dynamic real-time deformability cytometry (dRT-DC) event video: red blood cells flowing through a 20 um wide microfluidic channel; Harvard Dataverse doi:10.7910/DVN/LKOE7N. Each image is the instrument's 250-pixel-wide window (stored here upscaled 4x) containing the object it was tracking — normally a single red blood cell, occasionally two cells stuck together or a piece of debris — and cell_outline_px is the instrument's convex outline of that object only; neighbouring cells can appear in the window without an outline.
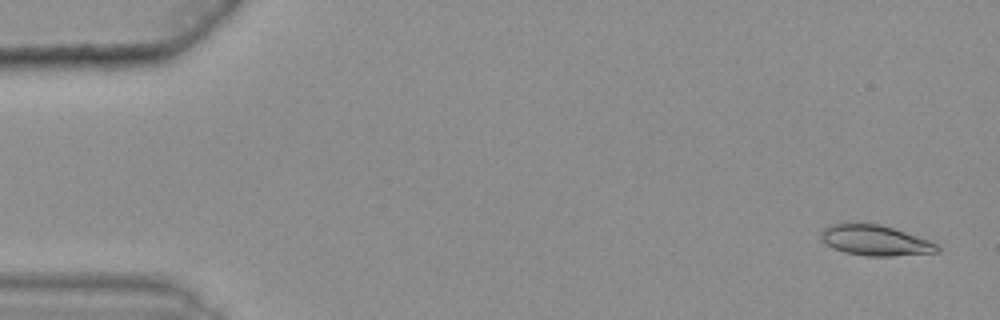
{"species": "common noctule bat (a hibernating species)", "species_latin": "Nyctalus noctula", "temperature_condition": "warm", "stored_images_in_passage": 48, "camera_frame_rate_fps": 3000, "um_per_image_px": 0.085, "animal": {"sex": "female", "body_mass_g": 25.1}, "frame": {"image": 1, "passage_image": 3, "time_ms": 0.667, "image_size_px": [1000, 320], "cell_outline_px": [[940, 252], [892, 256], [864, 256], [844, 252], [832, 248], [820, 240], [820, 232], [824, 228], [832, 224], [880, 224], [928, 240], [936, 244], [940, 248]], "centroid_in_image_um": [74.36, 20.45], "position_along_channel_um": 10.6, "area_um2": 20.46}}
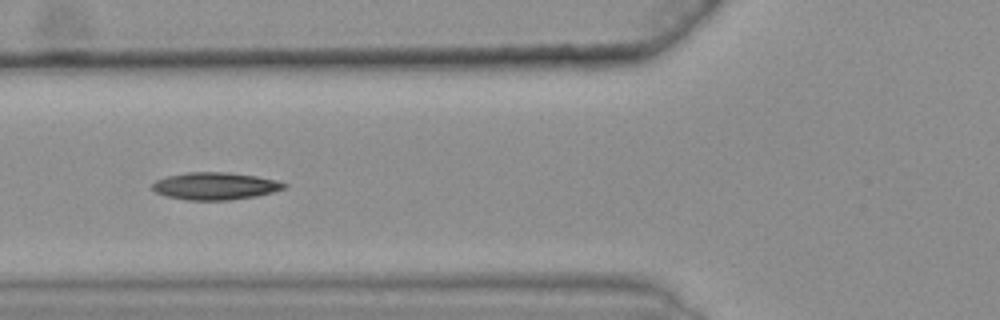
{"frame": {"image": 2, "passage_image": 22, "time_ms": 7.0, "image_size_px": [1000, 320], "cell_outline_px": [[288, 188], [256, 196], [228, 200], [184, 200], [168, 196], [156, 192], [152, 188], [152, 184], [156, 180], [168, 176], [184, 172], [228, 172], [256, 176], [276, 180], [288, 184]], "centroid_in_image_um": [18.31, 15.81], "position_along_channel_um": 107.5, "area_um2": 21.04}}
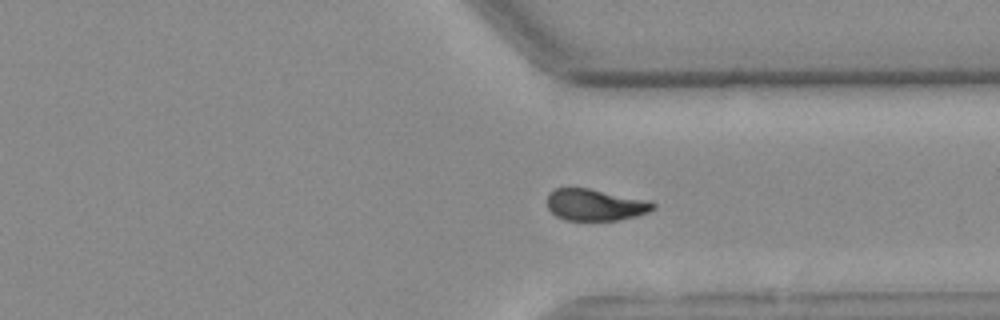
{"frame": {"image": 3, "passage_image": 43, "time_ms": 14.0, "image_size_px": [1000, 320], "cell_outline_px": [[656, 208], [648, 212], [636, 216], [616, 220], [564, 220], [556, 216], [548, 208], [548, 192], [556, 188], [588, 188], [652, 200], [656, 204]], "centroid_in_image_um": [50.63, 17.4], "position_along_channel_um": 360.8, "area_um2": 19.71}, "authors_computed_cell_mechanics": {"area_um2": 20.3456, "velocity_mm_per_s": 3.6118, "shape_relaxation_time_tau1_ms": 6.4692, "shape_relaxation_time_tau2_ms": 4.9794, "deformation_change_tau1": 0.1793, "deformation_change_tau2": 0.1184}}